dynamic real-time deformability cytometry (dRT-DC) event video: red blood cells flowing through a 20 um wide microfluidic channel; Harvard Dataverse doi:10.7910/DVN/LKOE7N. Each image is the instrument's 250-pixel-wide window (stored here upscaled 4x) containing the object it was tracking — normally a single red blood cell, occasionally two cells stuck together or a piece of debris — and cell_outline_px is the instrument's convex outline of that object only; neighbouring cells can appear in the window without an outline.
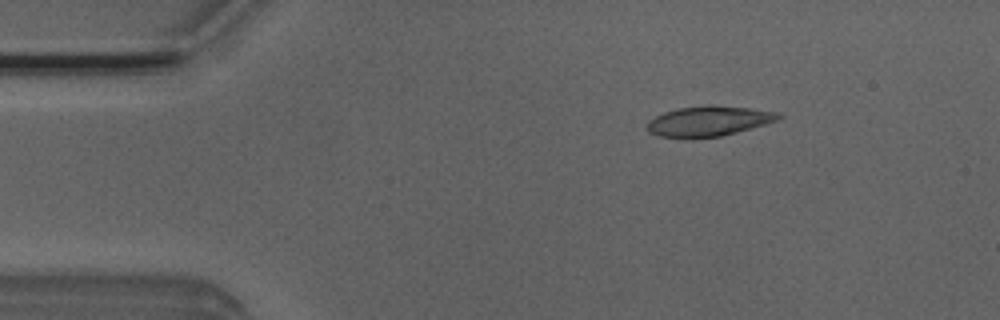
{"species": "Egyptian fruit bat (a non-hibernating species)", "species_latin": "Rousettus aegyptiacus", "temperature_condition": "room temperature", "stored_images_in_passage": 51, "camera_frame_rate_fps": 3000, "um_per_image_px": 0.085, "animal": {"sex": "male"}, "frame": {"image": 1, "passage_image": 7, "time_ms": 2.0, "image_size_px": [1000, 320], "cell_outline_px": [[784, 116], [776, 120], [764, 124], [736, 132], [720, 136], [660, 136], [648, 132], [648, 120], [664, 112], [676, 108], [704, 104], [712, 104], [748, 108], [780, 112]], "centroid_in_image_um": [60.26, 10.24], "position_along_channel_um": 24.7, "area_um2": 22.66}}
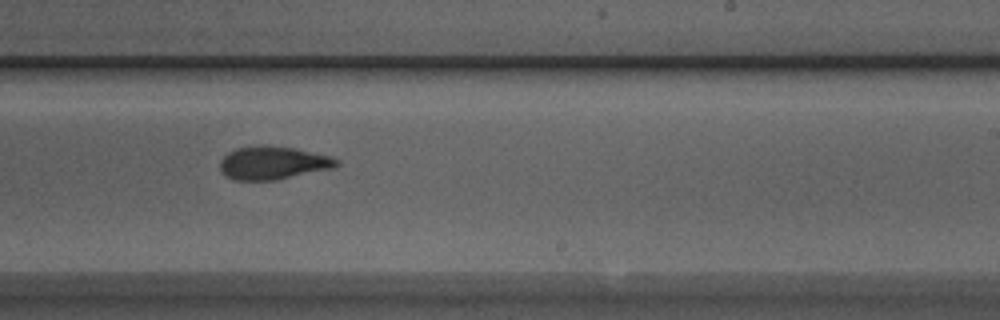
{"frame": {"image": 2, "passage_image": 30, "time_ms": 9.667, "image_size_px": [1000, 320], "cell_outline_px": [[340, 164], [336, 168], [276, 180], [232, 180], [224, 176], [220, 172], [220, 160], [228, 152], [236, 148], [260, 144], [268, 144], [296, 148], [332, 156], [340, 160]], "centroid_in_image_um": [23.22, 13.84], "position_along_channel_um": 265.8, "area_um2": 23.24}}
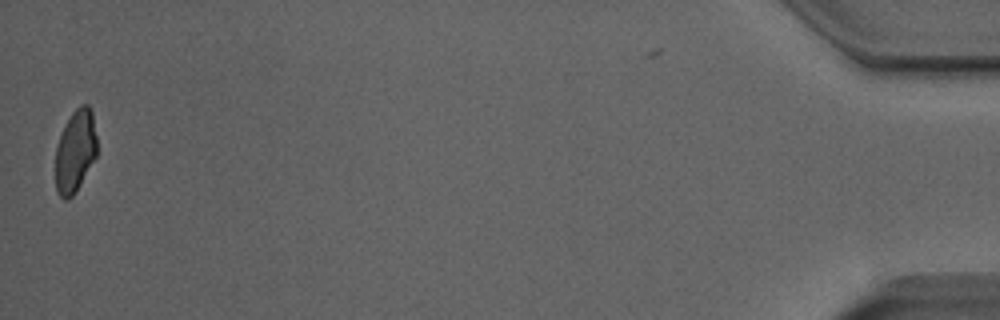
{"frame": {"image": 3, "passage_image": 50, "time_ms": 16.333, "image_size_px": [1000, 320], "cell_outline_px": [[96, 156], [76, 192], [68, 200], [64, 200], [56, 192], [56, 144], [72, 112], [80, 104], [88, 104], [92, 112], [96, 136]], "centroid_in_image_um": [6.39, 12.87], "position_along_channel_um": 428.8, "area_um2": 19.83}, "authors_computed_cell_mechanics": {"area_um2": 22.6576, "velocity_mm_per_s": 3.9699, "shape_relaxation_time_tau1_ms": null, "shape_relaxation_time_tau2_ms": 1.8841, "deformation_change_tau1": null, "deformation_change_tau2": 0.0503}}